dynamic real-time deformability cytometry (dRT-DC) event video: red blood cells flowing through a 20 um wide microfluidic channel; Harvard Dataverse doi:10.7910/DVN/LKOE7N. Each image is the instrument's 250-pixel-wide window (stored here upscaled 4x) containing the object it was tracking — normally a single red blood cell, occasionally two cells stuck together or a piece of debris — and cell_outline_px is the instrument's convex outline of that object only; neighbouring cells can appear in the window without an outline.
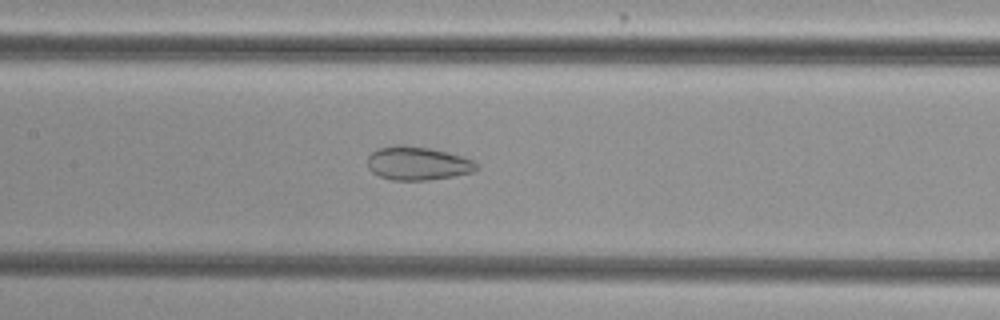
{"species": "common noctule bat (a hibernating species)", "species_latin": "Nyctalus noctula", "temperature_condition": "cold", "stored_images_in_passage": 49, "camera_frame_rate_fps": 3000, "um_per_image_px": 0.085, "animal": {"sex": "female", "body_mass_g": 29.2, "forearm_length_mm": 56.3}, "frame": {"image": 1, "passage_image": 21, "time_ms": 6.667, "image_size_px": [1000, 320], "cell_outline_px": [[480, 168], [472, 172], [452, 176], [428, 180], [392, 180], [380, 176], [372, 172], [368, 168], [368, 156], [372, 152], [380, 148], [400, 144], [404, 144], [432, 148], [464, 156], [480, 164]], "centroid_in_image_um": [35.54, 13.87], "position_along_channel_um": 171.9, "area_um2": 21.5}}
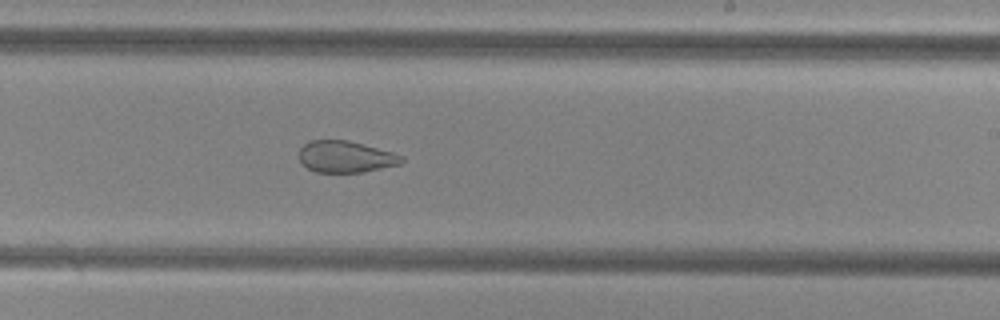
{"frame": {"image": 2, "passage_image": 28, "time_ms": 9.0, "image_size_px": [1000, 320], "cell_outline_px": [[404, 160], [400, 164], [364, 172], [316, 172], [308, 168], [300, 160], [300, 148], [308, 140], [348, 140], [392, 152], [404, 156]], "centroid_in_image_um": [29.39, 13.32], "position_along_channel_um": 259.6, "area_um2": 18.79}}
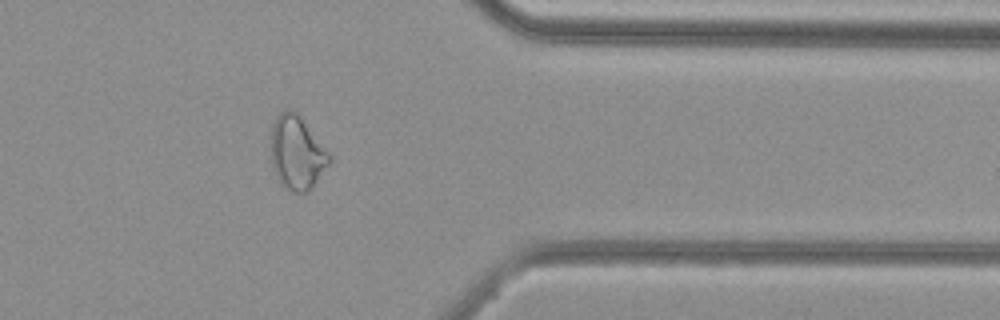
{"frame": {"image": 3, "passage_image": 39, "time_ms": 12.667, "image_size_px": [1000, 320], "cell_outline_px": [[332, 164], [308, 192], [292, 192], [284, 188], [280, 184], [272, 168], [272, 124], [276, 116], [284, 108], [292, 108], [300, 116], [332, 156]], "centroid_in_image_um": [25.26, 13.0], "position_along_channel_um": 386.1, "area_um2": 25.49}, "authors_computed_cell_mechanics": {"area_um2": 25.4898, "velocity_mm_per_s": 3.7776, "shape_relaxation_time_tau1_ms": null, "shape_relaxation_time_tau2_ms": 1.7109, "deformation_change_tau1": null, "deformation_change_tau2": 0.0868}}